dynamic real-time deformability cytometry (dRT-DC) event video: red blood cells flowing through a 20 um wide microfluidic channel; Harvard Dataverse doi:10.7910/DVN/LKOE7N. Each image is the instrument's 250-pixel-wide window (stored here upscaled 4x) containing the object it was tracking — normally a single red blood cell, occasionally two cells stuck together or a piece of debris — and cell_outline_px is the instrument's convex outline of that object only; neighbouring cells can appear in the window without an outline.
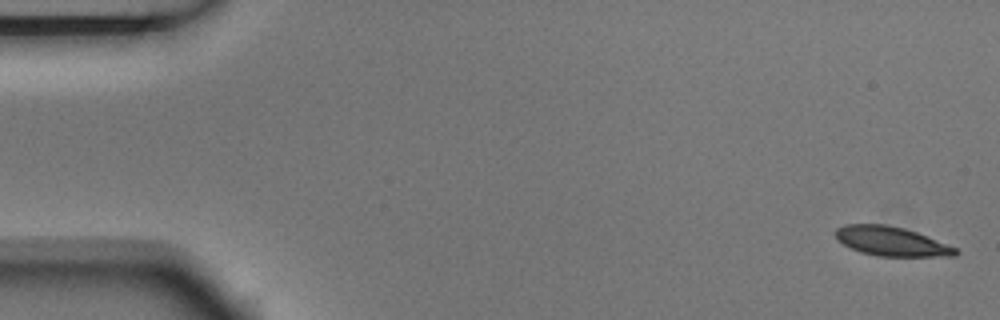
{"species": "Egyptian fruit bat (a non-hibernating species)", "species_latin": "Rousettus aegyptiacus", "temperature_condition": "room temperature", "stored_images_in_passage": 5, "camera_frame_rate_fps": 3000, "um_per_image_px": 0.085, "animal": {"sex": "male"}, "frame": {"image": 1, "passage_image": 1, "time_ms": 0.0, "image_size_px": [1000, 320], "cell_outline_px": [[960, 252], [956, 256], [876, 256], [860, 252], [836, 240], [836, 228], [844, 224], [888, 224], [904, 228], [916, 232], [956, 248]], "centroid_in_image_um": [75.74, 20.51], "position_along_channel_um": 9.3, "area_um2": 20.4}}
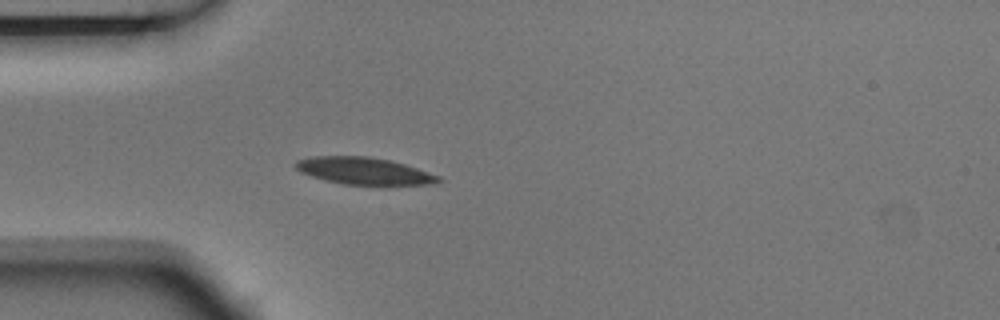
{"frame": {"image": 2, "passage_image": 5, "time_ms": 1.333, "image_size_px": [1000, 320], "cell_outline_px": [[444, 180], [436, 184], [388, 188], [384, 188], [344, 184], [324, 180], [300, 172], [292, 164], [296, 160], [316, 156], [368, 156], [388, 160], [404, 164], [440, 176]], "centroid_in_image_um": [31.04, 14.59], "position_along_channel_um": 54.0, "area_um2": 23.7}}